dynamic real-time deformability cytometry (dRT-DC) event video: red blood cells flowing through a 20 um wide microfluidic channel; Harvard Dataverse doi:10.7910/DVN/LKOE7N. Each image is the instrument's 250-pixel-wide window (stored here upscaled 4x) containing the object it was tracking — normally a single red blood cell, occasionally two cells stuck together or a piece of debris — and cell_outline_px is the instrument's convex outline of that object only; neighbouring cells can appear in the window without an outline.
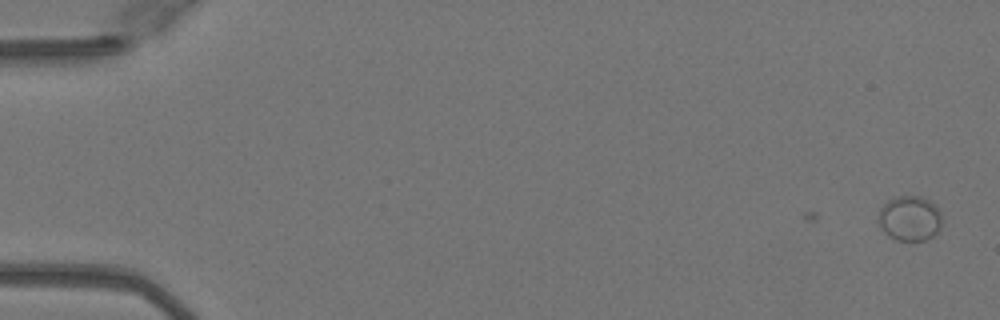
{"species": "Egyptian fruit bat (a non-hibernating species)", "species_latin": "Rousettus aegyptiacus", "temperature_condition": "warm", "stored_images_in_passage": 3, "camera_frame_rate_fps": 3000, "um_per_image_px": 0.085, "animal": {"sex": "female"}, "frame": {"image": 1, "passage_image": 3, "time_ms": 0.667, "image_size_px": [1000, 320], "cell_outline_px": [[940, 228], [932, 236], [924, 240], [896, 240], [888, 236], [880, 228], [880, 208], [888, 200], [900, 196], [920, 196], [928, 200], [940, 212]], "centroid_in_image_um": [77.31, 18.57], "position_along_channel_um": 7.7, "area_um2": 16.3}}